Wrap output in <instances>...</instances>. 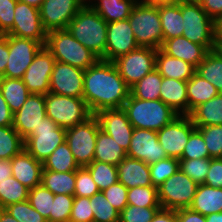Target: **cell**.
<instances>
[{"label":"cell","mask_w":222,"mask_h":222,"mask_svg":"<svg viewBox=\"0 0 222 222\" xmlns=\"http://www.w3.org/2000/svg\"><path fill=\"white\" fill-rule=\"evenodd\" d=\"M129 96L130 87L113 62L99 59L85 70L82 98L92 115L105 109L123 108Z\"/></svg>","instance_id":"6da1fadb"},{"label":"cell","mask_w":222,"mask_h":222,"mask_svg":"<svg viewBox=\"0 0 222 222\" xmlns=\"http://www.w3.org/2000/svg\"><path fill=\"white\" fill-rule=\"evenodd\" d=\"M107 24L92 7H82L68 24L67 30L83 46L105 60Z\"/></svg>","instance_id":"7a4b0ae2"},{"label":"cell","mask_w":222,"mask_h":222,"mask_svg":"<svg viewBox=\"0 0 222 222\" xmlns=\"http://www.w3.org/2000/svg\"><path fill=\"white\" fill-rule=\"evenodd\" d=\"M128 120L134 128L159 131L178 114L162 100H141L131 94L124 103Z\"/></svg>","instance_id":"3957f363"},{"label":"cell","mask_w":222,"mask_h":222,"mask_svg":"<svg viewBox=\"0 0 222 222\" xmlns=\"http://www.w3.org/2000/svg\"><path fill=\"white\" fill-rule=\"evenodd\" d=\"M45 47L56 61L86 70L100 58L77 41L67 29L47 32Z\"/></svg>","instance_id":"277c9868"},{"label":"cell","mask_w":222,"mask_h":222,"mask_svg":"<svg viewBox=\"0 0 222 222\" xmlns=\"http://www.w3.org/2000/svg\"><path fill=\"white\" fill-rule=\"evenodd\" d=\"M128 20L139 46L161 48L163 30L158 6L146 5L137 1Z\"/></svg>","instance_id":"5b68a950"},{"label":"cell","mask_w":222,"mask_h":222,"mask_svg":"<svg viewBox=\"0 0 222 222\" xmlns=\"http://www.w3.org/2000/svg\"><path fill=\"white\" fill-rule=\"evenodd\" d=\"M183 16V34L193 43L206 47L209 51L216 49V22L202 9L199 3H181Z\"/></svg>","instance_id":"8992f818"},{"label":"cell","mask_w":222,"mask_h":222,"mask_svg":"<svg viewBox=\"0 0 222 222\" xmlns=\"http://www.w3.org/2000/svg\"><path fill=\"white\" fill-rule=\"evenodd\" d=\"M46 116L59 127L70 128L81 124L92 116L83 98L47 93L45 95Z\"/></svg>","instance_id":"52a82bcc"},{"label":"cell","mask_w":222,"mask_h":222,"mask_svg":"<svg viewBox=\"0 0 222 222\" xmlns=\"http://www.w3.org/2000/svg\"><path fill=\"white\" fill-rule=\"evenodd\" d=\"M66 138V129L45 116L40 125L24 139V149L36 160L44 162Z\"/></svg>","instance_id":"ba28073f"},{"label":"cell","mask_w":222,"mask_h":222,"mask_svg":"<svg viewBox=\"0 0 222 222\" xmlns=\"http://www.w3.org/2000/svg\"><path fill=\"white\" fill-rule=\"evenodd\" d=\"M99 130V123L94 115L83 123L66 129L65 141L79 167H86L93 162Z\"/></svg>","instance_id":"9c48e42d"},{"label":"cell","mask_w":222,"mask_h":222,"mask_svg":"<svg viewBox=\"0 0 222 222\" xmlns=\"http://www.w3.org/2000/svg\"><path fill=\"white\" fill-rule=\"evenodd\" d=\"M198 184L180 169L158 187V200L162 209L189 208Z\"/></svg>","instance_id":"30bf717a"},{"label":"cell","mask_w":222,"mask_h":222,"mask_svg":"<svg viewBox=\"0 0 222 222\" xmlns=\"http://www.w3.org/2000/svg\"><path fill=\"white\" fill-rule=\"evenodd\" d=\"M156 50L139 46L113 61L120 76L130 88L155 69Z\"/></svg>","instance_id":"8fae6325"},{"label":"cell","mask_w":222,"mask_h":222,"mask_svg":"<svg viewBox=\"0 0 222 222\" xmlns=\"http://www.w3.org/2000/svg\"><path fill=\"white\" fill-rule=\"evenodd\" d=\"M8 47L9 58L2 77L22 79L43 45L33 39L8 35Z\"/></svg>","instance_id":"7c38bea8"},{"label":"cell","mask_w":222,"mask_h":222,"mask_svg":"<svg viewBox=\"0 0 222 222\" xmlns=\"http://www.w3.org/2000/svg\"><path fill=\"white\" fill-rule=\"evenodd\" d=\"M196 129L189 115H178L157 131L160 145L170 158L180 159L190 134Z\"/></svg>","instance_id":"4fadbf2b"},{"label":"cell","mask_w":222,"mask_h":222,"mask_svg":"<svg viewBox=\"0 0 222 222\" xmlns=\"http://www.w3.org/2000/svg\"><path fill=\"white\" fill-rule=\"evenodd\" d=\"M6 35L33 39L45 46L47 31L43 28L39 9L17 1L13 28Z\"/></svg>","instance_id":"5bb4252c"},{"label":"cell","mask_w":222,"mask_h":222,"mask_svg":"<svg viewBox=\"0 0 222 222\" xmlns=\"http://www.w3.org/2000/svg\"><path fill=\"white\" fill-rule=\"evenodd\" d=\"M55 62L52 53L45 46L38 51L22 78L30 93L44 95L49 93Z\"/></svg>","instance_id":"9a60e30c"},{"label":"cell","mask_w":222,"mask_h":222,"mask_svg":"<svg viewBox=\"0 0 222 222\" xmlns=\"http://www.w3.org/2000/svg\"><path fill=\"white\" fill-rule=\"evenodd\" d=\"M82 7L81 0H44L39 9L43 28L47 32L67 29Z\"/></svg>","instance_id":"2e32d148"},{"label":"cell","mask_w":222,"mask_h":222,"mask_svg":"<svg viewBox=\"0 0 222 222\" xmlns=\"http://www.w3.org/2000/svg\"><path fill=\"white\" fill-rule=\"evenodd\" d=\"M85 70L56 61L50 78L52 94L82 98Z\"/></svg>","instance_id":"e0dca14e"},{"label":"cell","mask_w":222,"mask_h":222,"mask_svg":"<svg viewBox=\"0 0 222 222\" xmlns=\"http://www.w3.org/2000/svg\"><path fill=\"white\" fill-rule=\"evenodd\" d=\"M126 153L128 157L144 161L148 165L168 157L159 143L157 131L141 128H134Z\"/></svg>","instance_id":"ac0fdd59"},{"label":"cell","mask_w":222,"mask_h":222,"mask_svg":"<svg viewBox=\"0 0 222 222\" xmlns=\"http://www.w3.org/2000/svg\"><path fill=\"white\" fill-rule=\"evenodd\" d=\"M99 127L110 135L126 152L130 146L134 127L123 108L105 109L94 114Z\"/></svg>","instance_id":"d6986e66"},{"label":"cell","mask_w":222,"mask_h":222,"mask_svg":"<svg viewBox=\"0 0 222 222\" xmlns=\"http://www.w3.org/2000/svg\"><path fill=\"white\" fill-rule=\"evenodd\" d=\"M45 116V95L31 93L21 108L13 113L12 127L25 139Z\"/></svg>","instance_id":"ffe728a7"},{"label":"cell","mask_w":222,"mask_h":222,"mask_svg":"<svg viewBox=\"0 0 222 222\" xmlns=\"http://www.w3.org/2000/svg\"><path fill=\"white\" fill-rule=\"evenodd\" d=\"M138 47L128 19L107 24L105 61L113 62Z\"/></svg>","instance_id":"44dd1931"},{"label":"cell","mask_w":222,"mask_h":222,"mask_svg":"<svg viewBox=\"0 0 222 222\" xmlns=\"http://www.w3.org/2000/svg\"><path fill=\"white\" fill-rule=\"evenodd\" d=\"M12 176L29 190L41 185L43 163L25 149L11 158Z\"/></svg>","instance_id":"7402d4cb"},{"label":"cell","mask_w":222,"mask_h":222,"mask_svg":"<svg viewBox=\"0 0 222 222\" xmlns=\"http://www.w3.org/2000/svg\"><path fill=\"white\" fill-rule=\"evenodd\" d=\"M167 55L192 64L195 68L204 60L209 50L193 43L184 36L173 37L163 42L161 48Z\"/></svg>","instance_id":"603a6c76"},{"label":"cell","mask_w":222,"mask_h":222,"mask_svg":"<svg viewBox=\"0 0 222 222\" xmlns=\"http://www.w3.org/2000/svg\"><path fill=\"white\" fill-rule=\"evenodd\" d=\"M118 181L129 188L153 186L150 167L144 161L126 156L118 165Z\"/></svg>","instance_id":"cb8c5ba5"},{"label":"cell","mask_w":222,"mask_h":222,"mask_svg":"<svg viewBox=\"0 0 222 222\" xmlns=\"http://www.w3.org/2000/svg\"><path fill=\"white\" fill-rule=\"evenodd\" d=\"M160 100L170 106L178 115H189L187 82L174 78H162Z\"/></svg>","instance_id":"d4e9b609"},{"label":"cell","mask_w":222,"mask_h":222,"mask_svg":"<svg viewBox=\"0 0 222 222\" xmlns=\"http://www.w3.org/2000/svg\"><path fill=\"white\" fill-rule=\"evenodd\" d=\"M155 68L162 77L188 81L195 73L196 68L182 59L174 58L161 49L156 50Z\"/></svg>","instance_id":"484cf974"},{"label":"cell","mask_w":222,"mask_h":222,"mask_svg":"<svg viewBox=\"0 0 222 222\" xmlns=\"http://www.w3.org/2000/svg\"><path fill=\"white\" fill-rule=\"evenodd\" d=\"M189 208L203 216L222 213V188L199 184Z\"/></svg>","instance_id":"4316f807"},{"label":"cell","mask_w":222,"mask_h":222,"mask_svg":"<svg viewBox=\"0 0 222 222\" xmlns=\"http://www.w3.org/2000/svg\"><path fill=\"white\" fill-rule=\"evenodd\" d=\"M189 117L195 127L222 125V93L194 108Z\"/></svg>","instance_id":"83f0119b"},{"label":"cell","mask_w":222,"mask_h":222,"mask_svg":"<svg viewBox=\"0 0 222 222\" xmlns=\"http://www.w3.org/2000/svg\"><path fill=\"white\" fill-rule=\"evenodd\" d=\"M126 156V151L110 135L98 131L93 161L117 166Z\"/></svg>","instance_id":"f1b7e54d"},{"label":"cell","mask_w":222,"mask_h":222,"mask_svg":"<svg viewBox=\"0 0 222 222\" xmlns=\"http://www.w3.org/2000/svg\"><path fill=\"white\" fill-rule=\"evenodd\" d=\"M138 0H99L92 7L107 23L126 20Z\"/></svg>","instance_id":"f546056e"},{"label":"cell","mask_w":222,"mask_h":222,"mask_svg":"<svg viewBox=\"0 0 222 222\" xmlns=\"http://www.w3.org/2000/svg\"><path fill=\"white\" fill-rule=\"evenodd\" d=\"M163 30V42L167 39L182 36L183 16L181 3L158 5Z\"/></svg>","instance_id":"4dcf8cb0"},{"label":"cell","mask_w":222,"mask_h":222,"mask_svg":"<svg viewBox=\"0 0 222 222\" xmlns=\"http://www.w3.org/2000/svg\"><path fill=\"white\" fill-rule=\"evenodd\" d=\"M217 89L203 79L199 74L195 73L187 81V97L189 103V114L190 112L202 103H205L218 95Z\"/></svg>","instance_id":"1f68e13d"},{"label":"cell","mask_w":222,"mask_h":222,"mask_svg":"<svg viewBox=\"0 0 222 222\" xmlns=\"http://www.w3.org/2000/svg\"><path fill=\"white\" fill-rule=\"evenodd\" d=\"M76 171L53 172L42 170L41 184L54 195L66 194L74 196Z\"/></svg>","instance_id":"d6a6232c"},{"label":"cell","mask_w":222,"mask_h":222,"mask_svg":"<svg viewBox=\"0 0 222 222\" xmlns=\"http://www.w3.org/2000/svg\"><path fill=\"white\" fill-rule=\"evenodd\" d=\"M0 91L12 113L17 112L31 94L22 79L2 77Z\"/></svg>","instance_id":"836d02e7"},{"label":"cell","mask_w":222,"mask_h":222,"mask_svg":"<svg viewBox=\"0 0 222 222\" xmlns=\"http://www.w3.org/2000/svg\"><path fill=\"white\" fill-rule=\"evenodd\" d=\"M196 73L222 93V54L217 49L207 53L204 60L196 67Z\"/></svg>","instance_id":"e575fe53"},{"label":"cell","mask_w":222,"mask_h":222,"mask_svg":"<svg viewBox=\"0 0 222 222\" xmlns=\"http://www.w3.org/2000/svg\"><path fill=\"white\" fill-rule=\"evenodd\" d=\"M78 168L79 166L66 141L60 144L43 162V170L53 172L76 171Z\"/></svg>","instance_id":"d590c367"},{"label":"cell","mask_w":222,"mask_h":222,"mask_svg":"<svg viewBox=\"0 0 222 222\" xmlns=\"http://www.w3.org/2000/svg\"><path fill=\"white\" fill-rule=\"evenodd\" d=\"M162 78L155 68L130 88V94L141 100H158Z\"/></svg>","instance_id":"8d00e7d4"},{"label":"cell","mask_w":222,"mask_h":222,"mask_svg":"<svg viewBox=\"0 0 222 222\" xmlns=\"http://www.w3.org/2000/svg\"><path fill=\"white\" fill-rule=\"evenodd\" d=\"M29 189L13 176L0 183V206L5 207L28 200Z\"/></svg>","instance_id":"74e56055"},{"label":"cell","mask_w":222,"mask_h":222,"mask_svg":"<svg viewBox=\"0 0 222 222\" xmlns=\"http://www.w3.org/2000/svg\"><path fill=\"white\" fill-rule=\"evenodd\" d=\"M86 168L89 170L100 192L118 182V169L116 165L93 161Z\"/></svg>","instance_id":"f35d334b"},{"label":"cell","mask_w":222,"mask_h":222,"mask_svg":"<svg viewBox=\"0 0 222 222\" xmlns=\"http://www.w3.org/2000/svg\"><path fill=\"white\" fill-rule=\"evenodd\" d=\"M24 149V139L12 126H0V159H11Z\"/></svg>","instance_id":"ab89813d"},{"label":"cell","mask_w":222,"mask_h":222,"mask_svg":"<svg viewBox=\"0 0 222 222\" xmlns=\"http://www.w3.org/2000/svg\"><path fill=\"white\" fill-rule=\"evenodd\" d=\"M93 211V222H118L120 212L106 199L103 192L90 197Z\"/></svg>","instance_id":"60d3db41"},{"label":"cell","mask_w":222,"mask_h":222,"mask_svg":"<svg viewBox=\"0 0 222 222\" xmlns=\"http://www.w3.org/2000/svg\"><path fill=\"white\" fill-rule=\"evenodd\" d=\"M128 205L138 207H161L158 200V188L154 186H139L128 189Z\"/></svg>","instance_id":"b9f144b4"},{"label":"cell","mask_w":222,"mask_h":222,"mask_svg":"<svg viewBox=\"0 0 222 222\" xmlns=\"http://www.w3.org/2000/svg\"><path fill=\"white\" fill-rule=\"evenodd\" d=\"M53 199L54 194L42 184L30 189L28 193V201L30 205L45 217L47 222H50Z\"/></svg>","instance_id":"7bdbcfd3"},{"label":"cell","mask_w":222,"mask_h":222,"mask_svg":"<svg viewBox=\"0 0 222 222\" xmlns=\"http://www.w3.org/2000/svg\"><path fill=\"white\" fill-rule=\"evenodd\" d=\"M210 162L211 158L179 159V169L198 185L204 184Z\"/></svg>","instance_id":"ee69618b"},{"label":"cell","mask_w":222,"mask_h":222,"mask_svg":"<svg viewBox=\"0 0 222 222\" xmlns=\"http://www.w3.org/2000/svg\"><path fill=\"white\" fill-rule=\"evenodd\" d=\"M152 185L158 188L179 169V160L176 158H164L149 165Z\"/></svg>","instance_id":"f6af8a7d"},{"label":"cell","mask_w":222,"mask_h":222,"mask_svg":"<svg viewBox=\"0 0 222 222\" xmlns=\"http://www.w3.org/2000/svg\"><path fill=\"white\" fill-rule=\"evenodd\" d=\"M202 134L210 158H222V125L196 127Z\"/></svg>","instance_id":"bcb514c9"},{"label":"cell","mask_w":222,"mask_h":222,"mask_svg":"<svg viewBox=\"0 0 222 222\" xmlns=\"http://www.w3.org/2000/svg\"><path fill=\"white\" fill-rule=\"evenodd\" d=\"M18 222H47L28 200L11 204L4 208Z\"/></svg>","instance_id":"7dc6e473"},{"label":"cell","mask_w":222,"mask_h":222,"mask_svg":"<svg viewBox=\"0 0 222 222\" xmlns=\"http://www.w3.org/2000/svg\"><path fill=\"white\" fill-rule=\"evenodd\" d=\"M74 196L66 194L54 195L50 222H69Z\"/></svg>","instance_id":"c3c4849f"},{"label":"cell","mask_w":222,"mask_h":222,"mask_svg":"<svg viewBox=\"0 0 222 222\" xmlns=\"http://www.w3.org/2000/svg\"><path fill=\"white\" fill-rule=\"evenodd\" d=\"M161 207L127 205L119 214L120 222H151Z\"/></svg>","instance_id":"681fc988"},{"label":"cell","mask_w":222,"mask_h":222,"mask_svg":"<svg viewBox=\"0 0 222 222\" xmlns=\"http://www.w3.org/2000/svg\"><path fill=\"white\" fill-rule=\"evenodd\" d=\"M210 158L202 134L195 129L189 136L188 142L180 159Z\"/></svg>","instance_id":"f907efd6"},{"label":"cell","mask_w":222,"mask_h":222,"mask_svg":"<svg viewBox=\"0 0 222 222\" xmlns=\"http://www.w3.org/2000/svg\"><path fill=\"white\" fill-rule=\"evenodd\" d=\"M99 192L100 190L92 179L89 170L86 167H79L76 170L74 196L92 197Z\"/></svg>","instance_id":"816d5d0a"},{"label":"cell","mask_w":222,"mask_h":222,"mask_svg":"<svg viewBox=\"0 0 222 222\" xmlns=\"http://www.w3.org/2000/svg\"><path fill=\"white\" fill-rule=\"evenodd\" d=\"M69 222H93L90 197L74 196Z\"/></svg>","instance_id":"f5cc1de1"},{"label":"cell","mask_w":222,"mask_h":222,"mask_svg":"<svg viewBox=\"0 0 222 222\" xmlns=\"http://www.w3.org/2000/svg\"><path fill=\"white\" fill-rule=\"evenodd\" d=\"M109 203L121 212L127 205L128 188L119 181L102 191Z\"/></svg>","instance_id":"db71d44e"},{"label":"cell","mask_w":222,"mask_h":222,"mask_svg":"<svg viewBox=\"0 0 222 222\" xmlns=\"http://www.w3.org/2000/svg\"><path fill=\"white\" fill-rule=\"evenodd\" d=\"M18 0H0V33L7 34L14 23V11Z\"/></svg>","instance_id":"11a10c76"},{"label":"cell","mask_w":222,"mask_h":222,"mask_svg":"<svg viewBox=\"0 0 222 222\" xmlns=\"http://www.w3.org/2000/svg\"><path fill=\"white\" fill-rule=\"evenodd\" d=\"M204 184L214 188H222V158H211Z\"/></svg>","instance_id":"9f6ffc18"},{"label":"cell","mask_w":222,"mask_h":222,"mask_svg":"<svg viewBox=\"0 0 222 222\" xmlns=\"http://www.w3.org/2000/svg\"><path fill=\"white\" fill-rule=\"evenodd\" d=\"M199 4L215 22L222 16V0H201Z\"/></svg>","instance_id":"6f0895ef"},{"label":"cell","mask_w":222,"mask_h":222,"mask_svg":"<svg viewBox=\"0 0 222 222\" xmlns=\"http://www.w3.org/2000/svg\"><path fill=\"white\" fill-rule=\"evenodd\" d=\"M177 222H206L205 216L190 208L176 210Z\"/></svg>","instance_id":"680465c9"},{"label":"cell","mask_w":222,"mask_h":222,"mask_svg":"<svg viewBox=\"0 0 222 222\" xmlns=\"http://www.w3.org/2000/svg\"><path fill=\"white\" fill-rule=\"evenodd\" d=\"M9 58L8 35L0 36V75L5 73Z\"/></svg>","instance_id":"91938a15"},{"label":"cell","mask_w":222,"mask_h":222,"mask_svg":"<svg viewBox=\"0 0 222 222\" xmlns=\"http://www.w3.org/2000/svg\"><path fill=\"white\" fill-rule=\"evenodd\" d=\"M13 113L0 91V126H12Z\"/></svg>","instance_id":"94428289"},{"label":"cell","mask_w":222,"mask_h":222,"mask_svg":"<svg viewBox=\"0 0 222 222\" xmlns=\"http://www.w3.org/2000/svg\"><path fill=\"white\" fill-rule=\"evenodd\" d=\"M151 222H177L176 211L161 208Z\"/></svg>","instance_id":"6125c7cd"},{"label":"cell","mask_w":222,"mask_h":222,"mask_svg":"<svg viewBox=\"0 0 222 222\" xmlns=\"http://www.w3.org/2000/svg\"><path fill=\"white\" fill-rule=\"evenodd\" d=\"M12 176L11 159H0V183Z\"/></svg>","instance_id":"be15d7a7"},{"label":"cell","mask_w":222,"mask_h":222,"mask_svg":"<svg viewBox=\"0 0 222 222\" xmlns=\"http://www.w3.org/2000/svg\"><path fill=\"white\" fill-rule=\"evenodd\" d=\"M138 2L154 6L178 3L177 0H139Z\"/></svg>","instance_id":"e7e4bbea"},{"label":"cell","mask_w":222,"mask_h":222,"mask_svg":"<svg viewBox=\"0 0 222 222\" xmlns=\"http://www.w3.org/2000/svg\"><path fill=\"white\" fill-rule=\"evenodd\" d=\"M0 222H18L15 218H13L6 210H2L0 214Z\"/></svg>","instance_id":"03108f58"},{"label":"cell","mask_w":222,"mask_h":222,"mask_svg":"<svg viewBox=\"0 0 222 222\" xmlns=\"http://www.w3.org/2000/svg\"><path fill=\"white\" fill-rule=\"evenodd\" d=\"M206 222H222V213H213L205 216Z\"/></svg>","instance_id":"003e7915"},{"label":"cell","mask_w":222,"mask_h":222,"mask_svg":"<svg viewBox=\"0 0 222 222\" xmlns=\"http://www.w3.org/2000/svg\"><path fill=\"white\" fill-rule=\"evenodd\" d=\"M19 2L26 3L29 6L35 7L37 9H40L42 3L44 0H18Z\"/></svg>","instance_id":"a7ac6f4b"},{"label":"cell","mask_w":222,"mask_h":222,"mask_svg":"<svg viewBox=\"0 0 222 222\" xmlns=\"http://www.w3.org/2000/svg\"><path fill=\"white\" fill-rule=\"evenodd\" d=\"M217 40H222V16L216 21Z\"/></svg>","instance_id":"89a4df30"},{"label":"cell","mask_w":222,"mask_h":222,"mask_svg":"<svg viewBox=\"0 0 222 222\" xmlns=\"http://www.w3.org/2000/svg\"><path fill=\"white\" fill-rule=\"evenodd\" d=\"M201 0H177L179 3H199Z\"/></svg>","instance_id":"2644e50d"},{"label":"cell","mask_w":222,"mask_h":222,"mask_svg":"<svg viewBox=\"0 0 222 222\" xmlns=\"http://www.w3.org/2000/svg\"><path fill=\"white\" fill-rule=\"evenodd\" d=\"M216 49L222 54V40L217 41Z\"/></svg>","instance_id":"8c879c8a"},{"label":"cell","mask_w":222,"mask_h":222,"mask_svg":"<svg viewBox=\"0 0 222 222\" xmlns=\"http://www.w3.org/2000/svg\"><path fill=\"white\" fill-rule=\"evenodd\" d=\"M87 0H81V4H82V6L83 7H90V2H89V4L86 2ZM90 1V0H89ZM93 1V0H92ZM97 1H99V0H97ZM94 2H96L95 0H94Z\"/></svg>","instance_id":"753ad0ef"}]
</instances>
